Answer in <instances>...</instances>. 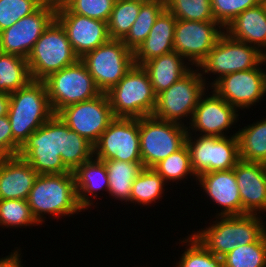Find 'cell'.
<instances>
[{
    "mask_svg": "<svg viewBox=\"0 0 266 267\" xmlns=\"http://www.w3.org/2000/svg\"><path fill=\"white\" fill-rule=\"evenodd\" d=\"M18 156L38 175L63 174L74 172L90 160L94 146L54 114L27 138Z\"/></svg>",
    "mask_w": 266,
    "mask_h": 267,
    "instance_id": "6da1fadb",
    "label": "cell"
},
{
    "mask_svg": "<svg viewBox=\"0 0 266 267\" xmlns=\"http://www.w3.org/2000/svg\"><path fill=\"white\" fill-rule=\"evenodd\" d=\"M27 203L37 222L42 225L47 216L53 218L70 217L81 214L73 172L63 174L38 175L29 192Z\"/></svg>",
    "mask_w": 266,
    "mask_h": 267,
    "instance_id": "7a4b0ae2",
    "label": "cell"
},
{
    "mask_svg": "<svg viewBox=\"0 0 266 267\" xmlns=\"http://www.w3.org/2000/svg\"><path fill=\"white\" fill-rule=\"evenodd\" d=\"M205 228L192 235L211 253L219 257L237 245L257 242L266 233V221L261 215L215 216Z\"/></svg>",
    "mask_w": 266,
    "mask_h": 267,
    "instance_id": "3957f363",
    "label": "cell"
},
{
    "mask_svg": "<svg viewBox=\"0 0 266 267\" xmlns=\"http://www.w3.org/2000/svg\"><path fill=\"white\" fill-rule=\"evenodd\" d=\"M7 115L13 139L22 146L34 131L54 115L45 83L32 80L27 86L11 93Z\"/></svg>",
    "mask_w": 266,
    "mask_h": 267,
    "instance_id": "277c9868",
    "label": "cell"
},
{
    "mask_svg": "<svg viewBox=\"0 0 266 267\" xmlns=\"http://www.w3.org/2000/svg\"><path fill=\"white\" fill-rule=\"evenodd\" d=\"M115 118H142L152 116L156 105L148 72L135 65L108 92H106Z\"/></svg>",
    "mask_w": 266,
    "mask_h": 267,
    "instance_id": "5b68a950",
    "label": "cell"
},
{
    "mask_svg": "<svg viewBox=\"0 0 266 267\" xmlns=\"http://www.w3.org/2000/svg\"><path fill=\"white\" fill-rule=\"evenodd\" d=\"M207 89L209 87L198 68L193 67L168 89L156 95V105L152 116L187 127L192 120L200 97Z\"/></svg>",
    "mask_w": 266,
    "mask_h": 267,
    "instance_id": "8992f818",
    "label": "cell"
},
{
    "mask_svg": "<svg viewBox=\"0 0 266 267\" xmlns=\"http://www.w3.org/2000/svg\"><path fill=\"white\" fill-rule=\"evenodd\" d=\"M26 59L32 80L43 81L52 73L75 64L80 58L72 49L61 24L54 19Z\"/></svg>",
    "mask_w": 266,
    "mask_h": 267,
    "instance_id": "52a82bcc",
    "label": "cell"
},
{
    "mask_svg": "<svg viewBox=\"0 0 266 267\" xmlns=\"http://www.w3.org/2000/svg\"><path fill=\"white\" fill-rule=\"evenodd\" d=\"M260 56L261 51L257 47L234 39L224 31L197 68L207 86L211 88L225 75L257 68L260 65ZM207 74L211 77L216 75L213 77L215 80L212 78L211 83L210 79L207 81Z\"/></svg>",
    "mask_w": 266,
    "mask_h": 267,
    "instance_id": "ba28073f",
    "label": "cell"
},
{
    "mask_svg": "<svg viewBox=\"0 0 266 267\" xmlns=\"http://www.w3.org/2000/svg\"><path fill=\"white\" fill-rule=\"evenodd\" d=\"M188 129L153 116L139 118L140 155L144 168H153L186 144Z\"/></svg>",
    "mask_w": 266,
    "mask_h": 267,
    "instance_id": "9c48e42d",
    "label": "cell"
},
{
    "mask_svg": "<svg viewBox=\"0 0 266 267\" xmlns=\"http://www.w3.org/2000/svg\"><path fill=\"white\" fill-rule=\"evenodd\" d=\"M43 82L54 114L68 105L93 99L102 93L80 59L52 73Z\"/></svg>",
    "mask_w": 266,
    "mask_h": 267,
    "instance_id": "30bf717a",
    "label": "cell"
},
{
    "mask_svg": "<svg viewBox=\"0 0 266 267\" xmlns=\"http://www.w3.org/2000/svg\"><path fill=\"white\" fill-rule=\"evenodd\" d=\"M186 145L197 177L203 173L233 169L240 161L236 130L225 137L193 136L188 133Z\"/></svg>",
    "mask_w": 266,
    "mask_h": 267,
    "instance_id": "8fae6325",
    "label": "cell"
},
{
    "mask_svg": "<svg viewBox=\"0 0 266 267\" xmlns=\"http://www.w3.org/2000/svg\"><path fill=\"white\" fill-rule=\"evenodd\" d=\"M80 60L86 65L102 93L114 87L134 66L133 51L122 40L115 39H109Z\"/></svg>",
    "mask_w": 266,
    "mask_h": 267,
    "instance_id": "7c38bea8",
    "label": "cell"
},
{
    "mask_svg": "<svg viewBox=\"0 0 266 267\" xmlns=\"http://www.w3.org/2000/svg\"><path fill=\"white\" fill-rule=\"evenodd\" d=\"M57 116L93 146L115 119L106 93H101L87 101L68 105L61 109Z\"/></svg>",
    "mask_w": 266,
    "mask_h": 267,
    "instance_id": "4fadbf2b",
    "label": "cell"
},
{
    "mask_svg": "<svg viewBox=\"0 0 266 267\" xmlns=\"http://www.w3.org/2000/svg\"><path fill=\"white\" fill-rule=\"evenodd\" d=\"M94 157L99 160L142 162L139 118H115L94 145Z\"/></svg>",
    "mask_w": 266,
    "mask_h": 267,
    "instance_id": "5bb4252c",
    "label": "cell"
},
{
    "mask_svg": "<svg viewBox=\"0 0 266 267\" xmlns=\"http://www.w3.org/2000/svg\"><path fill=\"white\" fill-rule=\"evenodd\" d=\"M208 90L210 88L199 99L192 120L187 126L188 133L215 137L230 136L229 130L236 128L235 124L240 121V113L213 89L210 92Z\"/></svg>",
    "mask_w": 266,
    "mask_h": 267,
    "instance_id": "9a60e30c",
    "label": "cell"
},
{
    "mask_svg": "<svg viewBox=\"0 0 266 267\" xmlns=\"http://www.w3.org/2000/svg\"><path fill=\"white\" fill-rule=\"evenodd\" d=\"M225 30L216 21L177 19L174 32V51L193 67L206 58Z\"/></svg>",
    "mask_w": 266,
    "mask_h": 267,
    "instance_id": "2e32d148",
    "label": "cell"
},
{
    "mask_svg": "<svg viewBox=\"0 0 266 267\" xmlns=\"http://www.w3.org/2000/svg\"><path fill=\"white\" fill-rule=\"evenodd\" d=\"M54 8L41 5L35 12L0 32V52L27 58L34 44L55 19Z\"/></svg>",
    "mask_w": 266,
    "mask_h": 267,
    "instance_id": "e0dca14e",
    "label": "cell"
},
{
    "mask_svg": "<svg viewBox=\"0 0 266 267\" xmlns=\"http://www.w3.org/2000/svg\"><path fill=\"white\" fill-rule=\"evenodd\" d=\"M210 89H213L239 113L240 109H250L251 106H256L259 101L265 99L262 66L225 75Z\"/></svg>",
    "mask_w": 266,
    "mask_h": 267,
    "instance_id": "ac0fdd59",
    "label": "cell"
},
{
    "mask_svg": "<svg viewBox=\"0 0 266 267\" xmlns=\"http://www.w3.org/2000/svg\"><path fill=\"white\" fill-rule=\"evenodd\" d=\"M55 19L63 27L79 58L110 39L107 22L71 13L66 7L56 10Z\"/></svg>",
    "mask_w": 266,
    "mask_h": 267,
    "instance_id": "d6986e66",
    "label": "cell"
},
{
    "mask_svg": "<svg viewBox=\"0 0 266 267\" xmlns=\"http://www.w3.org/2000/svg\"><path fill=\"white\" fill-rule=\"evenodd\" d=\"M196 182L207 199L209 197L213 205L222 208L215 216L242 215V202L233 169L203 173Z\"/></svg>",
    "mask_w": 266,
    "mask_h": 267,
    "instance_id": "ffe728a7",
    "label": "cell"
},
{
    "mask_svg": "<svg viewBox=\"0 0 266 267\" xmlns=\"http://www.w3.org/2000/svg\"><path fill=\"white\" fill-rule=\"evenodd\" d=\"M242 202V215L266 212V164L240 160L233 168Z\"/></svg>",
    "mask_w": 266,
    "mask_h": 267,
    "instance_id": "44dd1931",
    "label": "cell"
},
{
    "mask_svg": "<svg viewBox=\"0 0 266 267\" xmlns=\"http://www.w3.org/2000/svg\"><path fill=\"white\" fill-rule=\"evenodd\" d=\"M38 173L23 158H0V199L27 200Z\"/></svg>",
    "mask_w": 266,
    "mask_h": 267,
    "instance_id": "7402d4cb",
    "label": "cell"
},
{
    "mask_svg": "<svg viewBox=\"0 0 266 267\" xmlns=\"http://www.w3.org/2000/svg\"><path fill=\"white\" fill-rule=\"evenodd\" d=\"M176 17L166 8L157 17L145 41L133 52L134 64L142 66L146 61L174 51Z\"/></svg>",
    "mask_w": 266,
    "mask_h": 267,
    "instance_id": "603a6c76",
    "label": "cell"
},
{
    "mask_svg": "<svg viewBox=\"0 0 266 267\" xmlns=\"http://www.w3.org/2000/svg\"><path fill=\"white\" fill-rule=\"evenodd\" d=\"M75 187L79 205L88 210L95 205L93 199H97L99 192L108 194V174L105 163L94 156L80 165L74 172Z\"/></svg>",
    "mask_w": 266,
    "mask_h": 267,
    "instance_id": "cb8c5ba5",
    "label": "cell"
},
{
    "mask_svg": "<svg viewBox=\"0 0 266 267\" xmlns=\"http://www.w3.org/2000/svg\"><path fill=\"white\" fill-rule=\"evenodd\" d=\"M232 38L266 50V5L264 1L239 14L225 29Z\"/></svg>",
    "mask_w": 266,
    "mask_h": 267,
    "instance_id": "d4e9b609",
    "label": "cell"
},
{
    "mask_svg": "<svg viewBox=\"0 0 266 267\" xmlns=\"http://www.w3.org/2000/svg\"><path fill=\"white\" fill-rule=\"evenodd\" d=\"M142 67L148 72L156 95L168 89L193 68L176 51L152 58Z\"/></svg>",
    "mask_w": 266,
    "mask_h": 267,
    "instance_id": "484cf974",
    "label": "cell"
},
{
    "mask_svg": "<svg viewBox=\"0 0 266 267\" xmlns=\"http://www.w3.org/2000/svg\"><path fill=\"white\" fill-rule=\"evenodd\" d=\"M107 168L108 194L114 200L129 204L132 184L144 169L142 162H126L116 159L102 160ZM128 202V203H127Z\"/></svg>",
    "mask_w": 266,
    "mask_h": 267,
    "instance_id": "4316f807",
    "label": "cell"
},
{
    "mask_svg": "<svg viewBox=\"0 0 266 267\" xmlns=\"http://www.w3.org/2000/svg\"><path fill=\"white\" fill-rule=\"evenodd\" d=\"M238 129L240 160L266 164V118Z\"/></svg>",
    "mask_w": 266,
    "mask_h": 267,
    "instance_id": "83f0119b",
    "label": "cell"
},
{
    "mask_svg": "<svg viewBox=\"0 0 266 267\" xmlns=\"http://www.w3.org/2000/svg\"><path fill=\"white\" fill-rule=\"evenodd\" d=\"M32 81L27 59L0 52V92L11 94Z\"/></svg>",
    "mask_w": 266,
    "mask_h": 267,
    "instance_id": "f1b7e54d",
    "label": "cell"
},
{
    "mask_svg": "<svg viewBox=\"0 0 266 267\" xmlns=\"http://www.w3.org/2000/svg\"><path fill=\"white\" fill-rule=\"evenodd\" d=\"M165 185L168 186L153 168H144L132 184L129 204L149 207L150 204L161 201L159 199L164 197V191L168 190Z\"/></svg>",
    "mask_w": 266,
    "mask_h": 267,
    "instance_id": "f546056e",
    "label": "cell"
},
{
    "mask_svg": "<svg viewBox=\"0 0 266 267\" xmlns=\"http://www.w3.org/2000/svg\"><path fill=\"white\" fill-rule=\"evenodd\" d=\"M165 8V0H145L141 4L135 22L122 40L128 49L134 52L145 41L157 17Z\"/></svg>",
    "mask_w": 266,
    "mask_h": 267,
    "instance_id": "4dcf8cb0",
    "label": "cell"
},
{
    "mask_svg": "<svg viewBox=\"0 0 266 267\" xmlns=\"http://www.w3.org/2000/svg\"><path fill=\"white\" fill-rule=\"evenodd\" d=\"M145 0H116L107 22L110 39L123 40L135 22Z\"/></svg>",
    "mask_w": 266,
    "mask_h": 267,
    "instance_id": "1f68e13d",
    "label": "cell"
},
{
    "mask_svg": "<svg viewBox=\"0 0 266 267\" xmlns=\"http://www.w3.org/2000/svg\"><path fill=\"white\" fill-rule=\"evenodd\" d=\"M153 169L168 185L172 182L178 184L179 181H185L184 179H187L188 176H190L189 178L192 177L194 181H197V176L192 169L190 153L186 144L181 149L157 163Z\"/></svg>",
    "mask_w": 266,
    "mask_h": 267,
    "instance_id": "d6a6232c",
    "label": "cell"
},
{
    "mask_svg": "<svg viewBox=\"0 0 266 267\" xmlns=\"http://www.w3.org/2000/svg\"><path fill=\"white\" fill-rule=\"evenodd\" d=\"M223 267H266V233L257 241L237 245L222 257Z\"/></svg>",
    "mask_w": 266,
    "mask_h": 267,
    "instance_id": "836d02e7",
    "label": "cell"
},
{
    "mask_svg": "<svg viewBox=\"0 0 266 267\" xmlns=\"http://www.w3.org/2000/svg\"><path fill=\"white\" fill-rule=\"evenodd\" d=\"M179 241L186 249L174 267H223L222 257L208 251L192 234Z\"/></svg>",
    "mask_w": 266,
    "mask_h": 267,
    "instance_id": "e575fe53",
    "label": "cell"
},
{
    "mask_svg": "<svg viewBox=\"0 0 266 267\" xmlns=\"http://www.w3.org/2000/svg\"><path fill=\"white\" fill-rule=\"evenodd\" d=\"M40 225L34 218L27 200L0 199V227L1 228H27V226Z\"/></svg>",
    "mask_w": 266,
    "mask_h": 267,
    "instance_id": "d590c367",
    "label": "cell"
},
{
    "mask_svg": "<svg viewBox=\"0 0 266 267\" xmlns=\"http://www.w3.org/2000/svg\"><path fill=\"white\" fill-rule=\"evenodd\" d=\"M165 7L176 19L215 21L211 0H165Z\"/></svg>",
    "mask_w": 266,
    "mask_h": 267,
    "instance_id": "8d00e7d4",
    "label": "cell"
},
{
    "mask_svg": "<svg viewBox=\"0 0 266 267\" xmlns=\"http://www.w3.org/2000/svg\"><path fill=\"white\" fill-rule=\"evenodd\" d=\"M264 0H211L215 21L225 30L243 11L254 7Z\"/></svg>",
    "mask_w": 266,
    "mask_h": 267,
    "instance_id": "74e56055",
    "label": "cell"
},
{
    "mask_svg": "<svg viewBox=\"0 0 266 267\" xmlns=\"http://www.w3.org/2000/svg\"><path fill=\"white\" fill-rule=\"evenodd\" d=\"M41 0H0V32L35 12Z\"/></svg>",
    "mask_w": 266,
    "mask_h": 267,
    "instance_id": "f35d334b",
    "label": "cell"
},
{
    "mask_svg": "<svg viewBox=\"0 0 266 267\" xmlns=\"http://www.w3.org/2000/svg\"><path fill=\"white\" fill-rule=\"evenodd\" d=\"M116 0H71L66 8L75 14L108 22Z\"/></svg>",
    "mask_w": 266,
    "mask_h": 267,
    "instance_id": "ab89813d",
    "label": "cell"
},
{
    "mask_svg": "<svg viewBox=\"0 0 266 267\" xmlns=\"http://www.w3.org/2000/svg\"><path fill=\"white\" fill-rule=\"evenodd\" d=\"M20 147L13 139L8 115L0 117V158L18 155Z\"/></svg>",
    "mask_w": 266,
    "mask_h": 267,
    "instance_id": "60d3db41",
    "label": "cell"
},
{
    "mask_svg": "<svg viewBox=\"0 0 266 267\" xmlns=\"http://www.w3.org/2000/svg\"><path fill=\"white\" fill-rule=\"evenodd\" d=\"M20 247H15V250H12L9 255L0 258V267H23L21 257L22 253ZM21 255V256H20Z\"/></svg>",
    "mask_w": 266,
    "mask_h": 267,
    "instance_id": "b9f144b4",
    "label": "cell"
},
{
    "mask_svg": "<svg viewBox=\"0 0 266 267\" xmlns=\"http://www.w3.org/2000/svg\"><path fill=\"white\" fill-rule=\"evenodd\" d=\"M10 94L0 92V117L6 116L9 111Z\"/></svg>",
    "mask_w": 266,
    "mask_h": 267,
    "instance_id": "7bdbcfd3",
    "label": "cell"
},
{
    "mask_svg": "<svg viewBox=\"0 0 266 267\" xmlns=\"http://www.w3.org/2000/svg\"><path fill=\"white\" fill-rule=\"evenodd\" d=\"M71 0H41V4L54 8L55 10L66 7Z\"/></svg>",
    "mask_w": 266,
    "mask_h": 267,
    "instance_id": "ee69618b",
    "label": "cell"
},
{
    "mask_svg": "<svg viewBox=\"0 0 266 267\" xmlns=\"http://www.w3.org/2000/svg\"><path fill=\"white\" fill-rule=\"evenodd\" d=\"M260 65L261 66L265 65V67H266V50L261 51ZM262 71H263V78H264V80H266V68L265 69L263 68Z\"/></svg>",
    "mask_w": 266,
    "mask_h": 267,
    "instance_id": "f6af8a7d",
    "label": "cell"
},
{
    "mask_svg": "<svg viewBox=\"0 0 266 267\" xmlns=\"http://www.w3.org/2000/svg\"><path fill=\"white\" fill-rule=\"evenodd\" d=\"M264 82H265L264 95H266V80H264Z\"/></svg>",
    "mask_w": 266,
    "mask_h": 267,
    "instance_id": "bcb514c9",
    "label": "cell"
}]
</instances>
